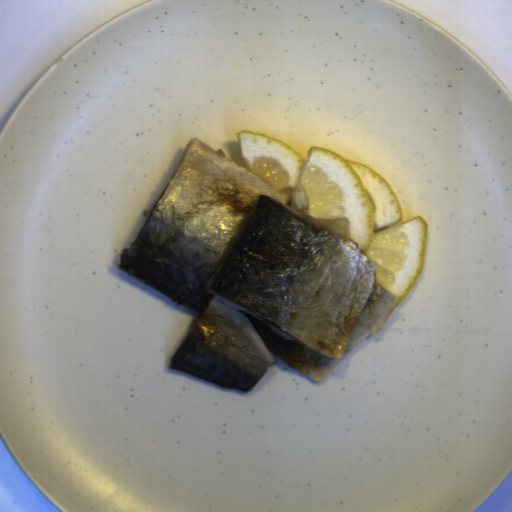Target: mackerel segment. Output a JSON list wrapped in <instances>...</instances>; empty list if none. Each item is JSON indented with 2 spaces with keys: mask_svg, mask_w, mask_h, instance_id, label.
Returning a JSON list of instances; mask_svg holds the SVG:
<instances>
[{
  "mask_svg": "<svg viewBox=\"0 0 512 512\" xmlns=\"http://www.w3.org/2000/svg\"><path fill=\"white\" fill-rule=\"evenodd\" d=\"M116 264L196 311L169 371L247 392L272 353L309 379L328 377L398 301L349 221L296 210L198 137Z\"/></svg>",
  "mask_w": 512,
  "mask_h": 512,
  "instance_id": "obj_1",
  "label": "mackerel segment"
}]
</instances>
